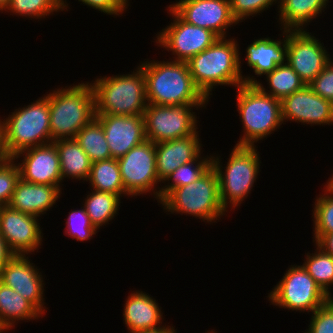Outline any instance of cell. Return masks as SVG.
Segmentation results:
<instances>
[{
    "label": "cell",
    "mask_w": 333,
    "mask_h": 333,
    "mask_svg": "<svg viewBox=\"0 0 333 333\" xmlns=\"http://www.w3.org/2000/svg\"><path fill=\"white\" fill-rule=\"evenodd\" d=\"M75 139L92 163L112 158L104 129L96 118L81 128Z\"/></svg>",
    "instance_id": "30"
},
{
    "label": "cell",
    "mask_w": 333,
    "mask_h": 333,
    "mask_svg": "<svg viewBox=\"0 0 333 333\" xmlns=\"http://www.w3.org/2000/svg\"><path fill=\"white\" fill-rule=\"evenodd\" d=\"M268 293L270 305L292 311L313 313L329 297L302 265H291Z\"/></svg>",
    "instance_id": "9"
},
{
    "label": "cell",
    "mask_w": 333,
    "mask_h": 333,
    "mask_svg": "<svg viewBox=\"0 0 333 333\" xmlns=\"http://www.w3.org/2000/svg\"><path fill=\"white\" fill-rule=\"evenodd\" d=\"M29 255H15L0 272V282L26 298L42 315L46 312L45 282ZM44 282V283H43Z\"/></svg>",
    "instance_id": "16"
},
{
    "label": "cell",
    "mask_w": 333,
    "mask_h": 333,
    "mask_svg": "<svg viewBox=\"0 0 333 333\" xmlns=\"http://www.w3.org/2000/svg\"><path fill=\"white\" fill-rule=\"evenodd\" d=\"M117 161L123 187L131 198L151 194L156 198L154 200L160 202L162 182L157 176L155 143L145 140Z\"/></svg>",
    "instance_id": "11"
},
{
    "label": "cell",
    "mask_w": 333,
    "mask_h": 333,
    "mask_svg": "<svg viewBox=\"0 0 333 333\" xmlns=\"http://www.w3.org/2000/svg\"><path fill=\"white\" fill-rule=\"evenodd\" d=\"M61 194L57 186L30 183L20 178L8 206L39 218L52 209Z\"/></svg>",
    "instance_id": "22"
},
{
    "label": "cell",
    "mask_w": 333,
    "mask_h": 333,
    "mask_svg": "<svg viewBox=\"0 0 333 333\" xmlns=\"http://www.w3.org/2000/svg\"><path fill=\"white\" fill-rule=\"evenodd\" d=\"M20 157H23L22 160ZM13 159L16 162L20 160L17 165L20 178L24 181L57 186L63 190L59 154L53 142L25 149L13 156Z\"/></svg>",
    "instance_id": "17"
},
{
    "label": "cell",
    "mask_w": 333,
    "mask_h": 333,
    "mask_svg": "<svg viewBox=\"0 0 333 333\" xmlns=\"http://www.w3.org/2000/svg\"><path fill=\"white\" fill-rule=\"evenodd\" d=\"M125 301L123 323L125 322L129 333L164 327L162 307L148 293L141 290L132 291Z\"/></svg>",
    "instance_id": "21"
},
{
    "label": "cell",
    "mask_w": 333,
    "mask_h": 333,
    "mask_svg": "<svg viewBox=\"0 0 333 333\" xmlns=\"http://www.w3.org/2000/svg\"><path fill=\"white\" fill-rule=\"evenodd\" d=\"M86 182H89V186L94 190L114 193L121 198L130 197L123 187L117 159L93 162L89 179Z\"/></svg>",
    "instance_id": "29"
},
{
    "label": "cell",
    "mask_w": 333,
    "mask_h": 333,
    "mask_svg": "<svg viewBox=\"0 0 333 333\" xmlns=\"http://www.w3.org/2000/svg\"><path fill=\"white\" fill-rule=\"evenodd\" d=\"M279 0H230L231 14L239 23L245 21L250 16L254 17L267 11ZM273 4V5H272Z\"/></svg>",
    "instance_id": "37"
},
{
    "label": "cell",
    "mask_w": 333,
    "mask_h": 333,
    "mask_svg": "<svg viewBox=\"0 0 333 333\" xmlns=\"http://www.w3.org/2000/svg\"><path fill=\"white\" fill-rule=\"evenodd\" d=\"M237 111L243 125V135L237 146L255 147L282 125L281 101L264 93L256 84H242L237 88Z\"/></svg>",
    "instance_id": "5"
},
{
    "label": "cell",
    "mask_w": 333,
    "mask_h": 333,
    "mask_svg": "<svg viewBox=\"0 0 333 333\" xmlns=\"http://www.w3.org/2000/svg\"><path fill=\"white\" fill-rule=\"evenodd\" d=\"M258 149L249 146H237L231 150L228 162L222 166L221 158L211 154L212 167L216 170L219 179V196L221 205L226 212L227 208L236 209L248 197L254 183L260 174L261 158ZM225 171H224V170ZM229 206V207H228Z\"/></svg>",
    "instance_id": "6"
},
{
    "label": "cell",
    "mask_w": 333,
    "mask_h": 333,
    "mask_svg": "<svg viewBox=\"0 0 333 333\" xmlns=\"http://www.w3.org/2000/svg\"><path fill=\"white\" fill-rule=\"evenodd\" d=\"M51 142L75 138L95 118V98L90 82L55 88L48 94Z\"/></svg>",
    "instance_id": "3"
},
{
    "label": "cell",
    "mask_w": 333,
    "mask_h": 333,
    "mask_svg": "<svg viewBox=\"0 0 333 333\" xmlns=\"http://www.w3.org/2000/svg\"><path fill=\"white\" fill-rule=\"evenodd\" d=\"M282 121L303 125H333V103L317 95L308 85L281 101Z\"/></svg>",
    "instance_id": "18"
},
{
    "label": "cell",
    "mask_w": 333,
    "mask_h": 333,
    "mask_svg": "<svg viewBox=\"0 0 333 333\" xmlns=\"http://www.w3.org/2000/svg\"><path fill=\"white\" fill-rule=\"evenodd\" d=\"M211 166V155H200L196 160L179 166L162 182L164 185H161L160 187V201L172 189L193 184V182L204 174Z\"/></svg>",
    "instance_id": "32"
},
{
    "label": "cell",
    "mask_w": 333,
    "mask_h": 333,
    "mask_svg": "<svg viewBox=\"0 0 333 333\" xmlns=\"http://www.w3.org/2000/svg\"><path fill=\"white\" fill-rule=\"evenodd\" d=\"M4 146L13 158L17 153L51 143L49 97L42 96L2 119Z\"/></svg>",
    "instance_id": "8"
},
{
    "label": "cell",
    "mask_w": 333,
    "mask_h": 333,
    "mask_svg": "<svg viewBox=\"0 0 333 333\" xmlns=\"http://www.w3.org/2000/svg\"><path fill=\"white\" fill-rule=\"evenodd\" d=\"M200 131L180 139L155 144L157 176L163 182L179 166L196 160L202 151Z\"/></svg>",
    "instance_id": "20"
},
{
    "label": "cell",
    "mask_w": 333,
    "mask_h": 333,
    "mask_svg": "<svg viewBox=\"0 0 333 333\" xmlns=\"http://www.w3.org/2000/svg\"><path fill=\"white\" fill-rule=\"evenodd\" d=\"M145 59L139 67L144 72L146 98L154 105L208 104L210 101L195 85L187 62Z\"/></svg>",
    "instance_id": "1"
},
{
    "label": "cell",
    "mask_w": 333,
    "mask_h": 333,
    "mask_svg": "<svg viewBox=\"0 0 333 333\" xmlns=\"http://www.w3.org/2000/svg\"><path fill=\"white\" fill-rule=\"evenodd\" d=\"M184 21L211 30L219 38L238 22L231 14L230 0H176L169 5Z\"/></svg>",
    "instance_id": "14"
},
{
    "label": "cell",
    "mask_w": 333,
    "mask_h": 333,
    "mask_svg": "<svg viewBox=\"0 0 333 333\" xmlns=\"http://www.w3.org/2000/svg\"><path fill=\"white\" fill-rule=\"evenodd\" d=\"M20 179V170L13 158L0 163V208L9 204Z\"/></svg>",
    "instance_id": "36"
},
{
    "label": "cell",
    "mask_w": 333,
    "mask_h": 333,
    "mask_svg": "<svg viewBox=\"0 0 333 333\" xmlns=\"http://www.w3.org/2000/svg\"><path fill=\"white\" fill-rule=\"evenodd\" d=\"M239 45L234 37L218 38L187 61L195 85L208 99L217 86L237 88L244 84Z\"/></svg>",
    "instance_id": "2"
},
{
    "label": "cell",
    "mask_w": 333,
    "mask_h": 333,
    "mask_svg": "<svg viewBox=\"0 0 333 333\" xmlns=\"http://www.w3.org/2000/svg\"><path fill=\"white\" fill-rule=\"evenodd\" d=\"M282 33L283 39L259 38L247 46L245 60L257 77L286 62V31L282 30Z\"/></svg>",
    "instance_id": "23"
},
{
    "label": "cell",
    "mask_w": 333,
    "mask_h": 333,
    "mask_svg": "<svg viewBox=\"0 0 333 333\" xmlns=\"http://www.w3.org/2000/svg\"><path fill=\"white\" fill-rule=\"evenodd\" d=\"M265 78L268 85L267 89L254 76L243 75L244 84H256L264 93L280 101L290 94L301 90L306 85L287 62L278 65L271 72L267 73Z\"/></svg>",
    "instance_id": "27"
},
{
    "label": "cell",
    "mask_w": 333,
    "mask_h": 333,
    "mask_svg": "<svg viewBox=\"0 0 333 333\" xmlns=\"http://www.w3.org/2000/svg\"><path fill=\"white\" fill-rule=\"evenodd\" d=\"M310 314V323L304 333H333V298Z\"/></svg>",
    "instance_id": "38"
},
{
    "label": "cell",
    "mask_w": 333,
    "mask_h": 333,
    "mask_svg": "<svg viewBox=\"0 0 333 333\" xmlns=\"http://www.w3.org/2000/svg\"><path fill=\"white\" fill-rule=\"evenodd\" d=\"M9 3H10V0H0V12L1 13H3V11L9 5Z\"/></svg>",
    "instance_id": "45"
},
{
    "label": "cell",
    "mask_w": 333,
    "mask_h": 333,
    "mask_svg": "<svg viewBox=\"0 0 333 333\" xmlns=\"http://www.w3.org/2000/svg\"><path fill=\"white\" fill-rule=\"evenodd\" d=\"M113 159H119L146 139L143 115L98 114Z\"/></svg>",
    "instance_id": "19"
},
{
    "label": "cell",
    "mask_w": 333,
    "mask_h": 333,
    "mask_svg": "<svg viewBox=\"0 0 333 333\" xmlns=\"http://www.w3.org/2000/svg\"><path fill=\"white\" fill-rule=\"evenodd\" d=\"M205 333H216V332H215V330L214 331L213 330H211V331L209 330L207 332L205 331Z\"/></svg>",
    "instance_id": "46"
},
{
    "label": "cell",
    "mask_w": 333,
    "mask_h": 333,
    "mask_svg": "<svg viewBox=\"0 0 333 333\" xmlns=\"http://www.w3.org/2000/svg\"><path fill=\"white\" fill-rule=\"evenodd\" d=\"M159 203L166 214H186L210 224L227 216L220 201L218 175L212 166L193 184L172 189Z\"/></svg>",
    "instance_id": "7"
},
{
    "label": "cell",
    "mask_w": 333,
    "mask_h": 333,
    "mask_svg": "<svg viewBox=\"0 0 333 333\" xmlns=\"http://www.w3.org/2000/svg\"><path fill=\"white\" fill-rule=\"evenodd\" d=\"M316 244L326 253L333 256V233L324 234Z\"/></svg>",
    "instance_id": "42"
},
{
    "label": "cell",
    "mask_w": 333,
    "mask_h": 333,
    "mask_svg": "<svg viewBox=\"0 0 333 333\" xmlns=\"http://www.w3.org/2000/svg\"><path fill=\"white\" fill-rule=\"evenodd\" d=\"M88 7L108 15L123 16L122 14L128 9L129 0H78ZM69 5L66 0H61L62 11H68Z\"/></svg>",
    "instance_id": "39"
},
{
    "label": "cell",
    "mask_w": 333,
    "mask_h": 333,
    "mask_svg": "<svg viewBox=\"0 0 333 333\" xmlns=\"http://www.w3.org/2000/svg\"><path fill=\"white\" fill-rule=\"evenodd\" d=\"M14 256L15 254L10 250L5 239L0 235V272Z\"/></svg>",
    "instance_id": "41"
},
{
    "label": "cell",
    "mask_w": 333,
    "mask_h": 333,
    "mask_svg": "<svg viewBox=\"0 0 333 333\" xmlns=\"http://www.w3.org/2000/svg\"><path fill=\"white\" fill-rule=\"evenodd\" d=\"M323 186L324 194L316 196L312 209L314 243L324 234L333 233V183L328 179Z\"/></svg>",
    "instance_id": "33"
},
{
    "label": "cell",
    "mask_w": 333,
    "mask_h": 333,
    "mask_svg": "<svg viewBox=\"0 0 333 333\" xmlns=\"http://www.w3.org/2000/svg\"><path fill=\"white\" fill-rule=\"evenodd\" d=\"M207 104L154 105L148 104L144 111L146 139L159 143L188 137L197 132V113L193 109H205Z\"/></svg>",
    "instance_id": "10"
},
{
    "label": "cell",
    "mask_w": 333,
    "mask_h": 333,
    "mask_svg": "<svg viewBox=\"0 0 333 333\" xmlns=\"http://www.w3.org/2000/svg\"><path fill=\"white\" fill-rule=\"evenodd\" d=\"M329 180L333 183V174L331 175V177L329 178Z\"/></svg>",
    "instance_id": "47"
},
{
    "label": "cell",
    "mask_w": 333,
    "mask_h": 333,
    "mask_svg": "<svg viewBox=\"0 0 333 333\" xmlns=\"http://www.w3.org/2000/svg\"><path fill=\"white\" fill-rule=\"evenodd\" d=\"M10 157L6 153L4 146V135H3V124L2 119H0V163L8 160Z\"/></svg>",
    "instance_id": "43"
},
{
    "label": "cell",
    "mask_w": 333,
    "mask_h": 333,
    "mask_svg": "<svg viewBox=\"0 0 333 333\" xmlns=\"http://www.w3.org/2000/svg\"><path fill=\"white\" fill-rule=\"evenodd\" d=\"M4 11L18 17L25 16L31 20L32 18L42 20L49 15L62 11V8L61 0H10Z\"/></svg>",
    "instance_id": "34"
},
{
    "label": "cell",
    "mask_w": 333,
    "mask_h": 333,
    "mask_svg": "<svg viewBox=\"0 0 333 333\" xmlns=\"http://www.w3.org/2000/svg\"><path fill=\"white\" fill-rule=\"evenodd\" d=\"M53 143L59 154L62 179L87 181L92 162L76 139H60Z\"/></svg>",
    "instance_id": "26"
},
{
    "label": "cell",
    "mask_w": 333,
    "mask_h": 333,
    "mask_svg": "<svg viewBox=\"0 0 333 333\" xmlns=\"http://www.w3.org/2000/svg\"><path fill=\"white\" fill-rule=\"evenodd\" d=\"M314 253H305L306 257L302 263L308 274L315 280L316 284L329 297L333 298L330 291L333 285V256L326 253L315 243Z\"/></svg>",
    "instance_id": "31"
},
{
    "label": "cell",
    "mask_w": 333,
    "mask_h": 333,
    "mask_svg": "<svg viewBox=\"0 0 333 333\" xmlns=\"http://www.w3.org/2000/svg\"><path fill=\"white\" fill-rule=\"evenodd\" d=\"M167 8L173 22L157 32V39L153 40L157 43L156 46L172 52V61L187 62L219 38L211 30L187 23L170 6Z\"/></svg>",
    "instance_id": "12"
},
{
    "label": "cell",
    "mask_w": 333,
    "mask_h": 333,
    "mask_svg": "<svg viewBox=\"0 0 333 333\" xmlns=\"http://www.w3.org/2000/svg\"><path fill=\"white\" fill-rule=\"evenodd\" d=\"M38 217L11 209L0 208V235L15 255H30L42 246L43 233Z\"/></svg>",
    "instance_id": "15"
},
{
    "label": "cell",
    "mask_w": 333,
    "mask_h": 333,
    "mask_svg": "<svg viewBox=\"0 0 333 333\" xmlns=\"http://www.w3.org/2000/svg\"><path fill=\"white\" fill-rule=\"evenodd\" d=\"M323 42L308 32L286 31V62L306 84H310L331 60Z\"/></svg>",
    "instance_id": "13"
},
{
    "label": "cell",
    "mask_w": 333,
    "mask_h": 333,
    "mask_svg": "<svg viewBox=\"0 0 333 333\" xmlns=\"http://www.w3.org/2000/svg\"><path fill=\"white\" fill-rule=\"evenodd\" d=\"M308 86L323 99L333 103V60L331 59L323 71Z\"/></svg>",
    "instance_id": "40"
},
{
    "label": "cell",
    "mask_w": 333,
    "mask_h": 333,
    "mask_svg": "<svg viewBox=\"0 0 333 333\" xmlns=\"http://www.w3.org/2000/svg\"><path fill=\"white\" fill-rule=\"evenodd\" d=\"M133 333H177V329H175V326L173 327L171 325H165L164 327H161L156 330L133 332Z\"/></svg>",
    "instance_id": "44"
},
{
    "label": "cell",
    "mask_w": 333,
    "mask_h": 333,
    "mask_svg": "<svg viewBox=\"0 0 333 333\" xmlns=\"http://www.w3.org/2000/svg\"><path fill=\"white\" fill-rule=\"evenodd\" d=\"M65 235L77 240L78 242L87 241L93 238L99 232L90 222V218L84 207L81 209L71 210L68 218L65 220Z\"/></svg>",
    "instance_id": "35"
},
{
    "label": "cell",
    "mask_w": 333,
    "mask_h": 333,
    "mask_svg": "<svg viewBox=\"0 0 333 333\" xmlns=\"http://www.w3.org/2000/svg\"><path fill=\"white\" fill-rule=\"evenodd\" d=\"M278 3L280 30L285 31L307 30L310 22L317 19L328 5L327 0H279Z\"/></svg>",
    "instance_id": "24"
},
{
    "label": "cell",
    "mask_w": 333,
    "mask_h": 333,
    "mask_svg": "<svg viewBox=\"0 0 333 333\" xmlns=\"http://www.w3.org/2000/svg\"><path fill=\"white\" fill-rule=\"evenodd\" d=\"M95 98V115H143L148 105L145 77L137 66L133 72L100 76L91 81Z\"/></svg>",
    "instance_id": "4"
},
{
    "label": "cell",
    "mask_w": 333,
    "mask_h": 333,
    "mask_svg": "<svg viewBox=\"0 0 333 333\" xmlns=\"http://www.w3.org/2000/svg\"><path fill=\"white\" fill-rule=\"evenodd\" d=\"M84 198L83 207L90 218V222L97 230L109 224L120 209L121 197L110 192L92 190ZM85 201V202H84Z\"/></svg>",
    "instance_id": "28"
},
{
    "label": "cell",
    "mask_w": 333,
    "mask_h": 333,
    "mask_svg": "<svg viewBox=\"0 0 333 333\" xmlns=\"http://www.w3.org/2000/svg\"><path fill=\"white\" fill-rule=\"evenodd\" d=\"M43 315L14 289L0 282V331L5 333L20 321H33Z\"/></svg>",
    "instance_id": "25"
}]
</instances>
